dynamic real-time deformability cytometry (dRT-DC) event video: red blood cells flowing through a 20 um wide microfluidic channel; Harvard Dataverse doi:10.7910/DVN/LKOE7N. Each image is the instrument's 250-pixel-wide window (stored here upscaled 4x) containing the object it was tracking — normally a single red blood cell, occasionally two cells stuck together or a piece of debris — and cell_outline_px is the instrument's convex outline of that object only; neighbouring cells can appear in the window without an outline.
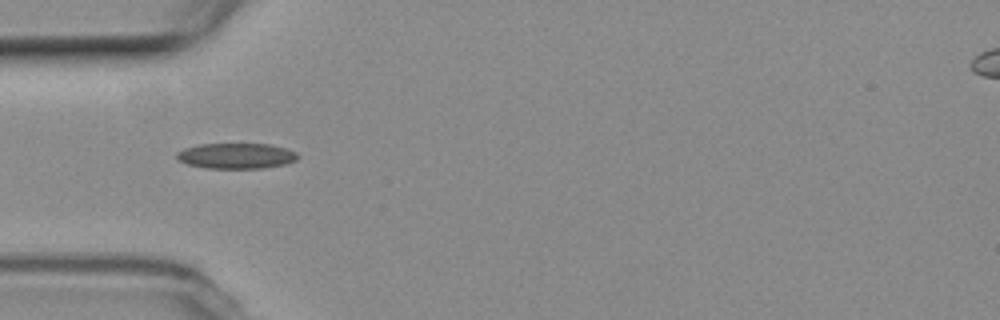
{"species": "common noctule bat (a hibernating species)", "species_latin": "Nyctalus noctula", "temperature_condition": "room temperature", "stored_images_in_passage": 7, "camera_frame_rate_fps": 3000, "um_per_image_px": 0.085, "animal": {"sex": "female", "body_mass_g": 19.3, "forearm_length_mm": 54.1}, "frame": {"image": 1, "passage_image": 1, "time_ms": 0.0, "image_size_px": [1000, 320], "cell_outline_px": [[300, 156], [296, 160], [284, 164], [264, 168], [204, 168], [188, 164], [176, 160], [176, 152], [184, 148], [200, 144], [272, 144], [296, 152]], "centroid_in_image_um": [20.06, 13.25], "position_along_channel_um": 64.9, "area_um2": 18.09}}